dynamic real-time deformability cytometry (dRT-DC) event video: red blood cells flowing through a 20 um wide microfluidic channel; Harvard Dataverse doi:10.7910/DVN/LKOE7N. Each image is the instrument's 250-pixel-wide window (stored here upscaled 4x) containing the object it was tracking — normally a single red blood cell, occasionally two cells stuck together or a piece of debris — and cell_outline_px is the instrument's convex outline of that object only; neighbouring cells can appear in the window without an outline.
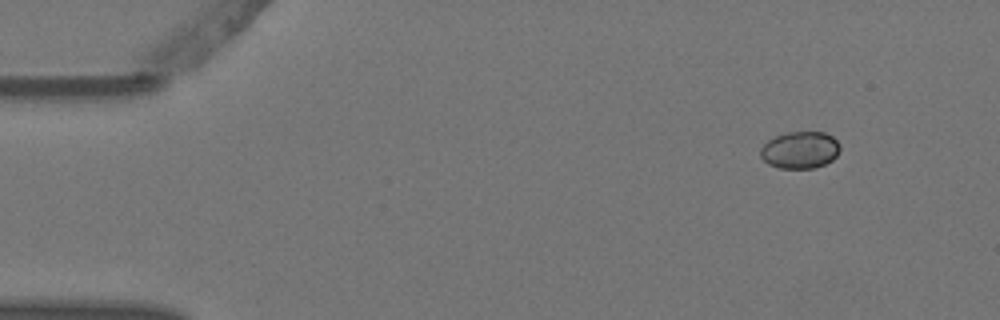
{"species": "Egyptian fruit bat (a non-hibernating species)", "species_latin": "Rousettus aegyptiacus", "temperature_condition": "warm", "stored_images_in_passage": 4, "camera_frame_rate_fps": 3000, "um_per_image_px": 0.085, "animal": {"sex": "female"}, "frame": {"image": 1, "passage_image": 1, "time_ms": 0.0, "image_size_px": [1000, 320], "cell_outline_px": [[840, 148], [836, 156], [832, 160], [816, 168], [780, 168], [768, 164], [760, 156], [760, 148], [768, 140], [776, 136], [788, 132], [824, 132], [832, 136], [840, 144]], "centroid_in_image_um": [68.0, 12.75], "position_along_channel_um": 17.0, "area_um2": 17.17}}
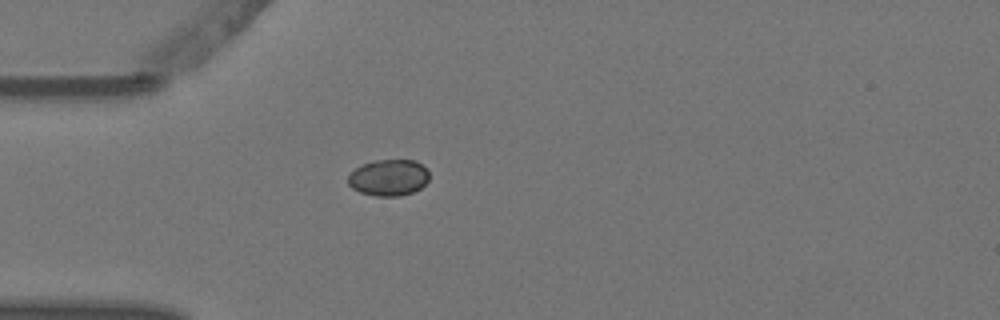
{"frame": {"image": 2, "passage_image": 3, "time_ms": 0.667, "image_size_px": [1000, 320], "cell_outline_px": [[428, 180], [420, 188], [412, 192], [400, 196], [376, 196], [360, 192], [352, 188], [348, 184], [348, 176], [356, 168], [372, 160], [416, 160], [428, 168]], "centroid_in_image_um": [33.05, 15.09], "position_along_channel_um": 52.0, "area_um2": 17.22}}